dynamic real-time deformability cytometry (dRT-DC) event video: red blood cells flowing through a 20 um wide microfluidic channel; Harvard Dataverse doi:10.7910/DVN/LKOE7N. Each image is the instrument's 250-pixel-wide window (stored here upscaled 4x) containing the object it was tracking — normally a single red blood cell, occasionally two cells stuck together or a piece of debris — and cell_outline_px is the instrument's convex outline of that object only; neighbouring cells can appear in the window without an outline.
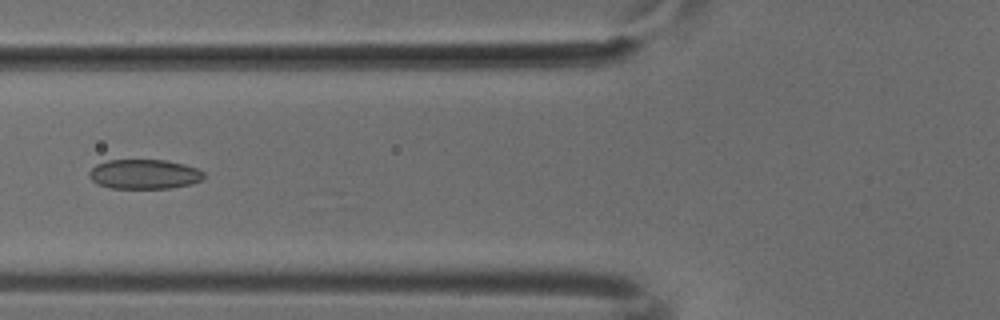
{"species": "common noctule bat (a hibernating species)", "species_latin": "Nyctalus noctula", "temperature_condition": "cold", "stored_images_in_passage": 18, "camera_frame_rate_fps": 3000, "um_per_image_px": 0.085, "animal": {"sex": "male", "body_mass_g": 18.8}, "frame": {"image": 1, "passage_image": 13, "time_ms": 4.0, "image_size_px": [1000, 320], "cell_outline_px": [[204, 176], [200, 180], [192, 184], [168, 188], [112, 188], [96, 184], [88, 176], [88, 172], [96, 164], [108, 160], [164, 160], [184, 164], [196, 168], [204, 172]], "centroid_in_image_um": [12.23, 14.8], "position_along_channel_um": 113.6, "area_um2": 19.77}}
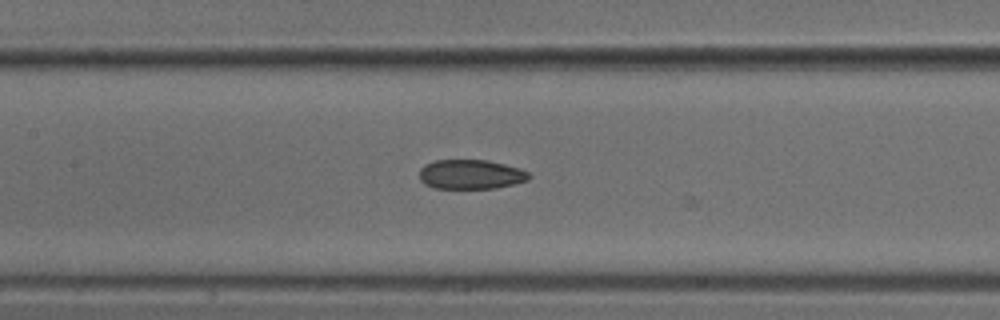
{"frame": {"image": 2, "passage_image": 17, "time_ms": 5.333, "image_size_px": [1000, 320], "cell_outline_px": [[532, 176], [528, 180], [496, 188], [432, 188], [424, 184], [420, 180], [420, 168], [424, 164], [436, 160], [488, 160], [520, 168], [528, 172]], "centroid_in_image_um": [40.0, 14.82], "position_along_channel_um": 167.4, "area_um2": 18.9}}